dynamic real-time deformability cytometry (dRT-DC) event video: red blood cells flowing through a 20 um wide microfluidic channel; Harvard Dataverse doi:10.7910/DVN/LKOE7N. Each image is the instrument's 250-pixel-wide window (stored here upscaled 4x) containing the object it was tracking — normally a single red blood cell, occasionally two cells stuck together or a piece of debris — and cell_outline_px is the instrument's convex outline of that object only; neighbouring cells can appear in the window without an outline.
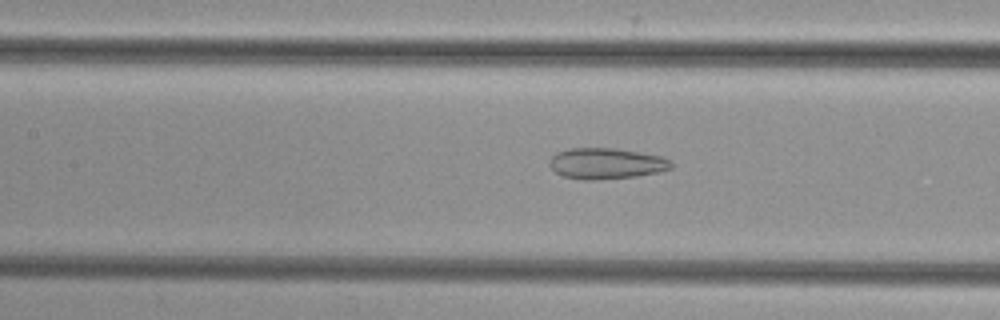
{"species": "common noctule bat (a hibernating species)", "species_latin": "Nyctalus noctula", "temperature_condition": "cold", "stored_images_in_passage": 50, "camera_frame_rate_fps": 3000, "um_per_image_px": 0.085, "animal": {"sex": "female", "body_mass_g": 29.2, "forearm_length_mm": 56.3}, "frame": {"image": 1, "passage_image": 21, "time_ms": 6.667, "image_size_px": [1000, 320], "cell_outline_px": [[672, 168], [660, 172], [636, 176], [596, 180], [580, 180], [564, 176], [556, 172], [548, 164], [548, 160], [556, 152], [568, 148], [616, 148], [664, 156], [672, 164]], "centroid_in_image_um": [51.52, 13.89], "position_along_channel_um": 155.9, "area_um2": 22.2}}
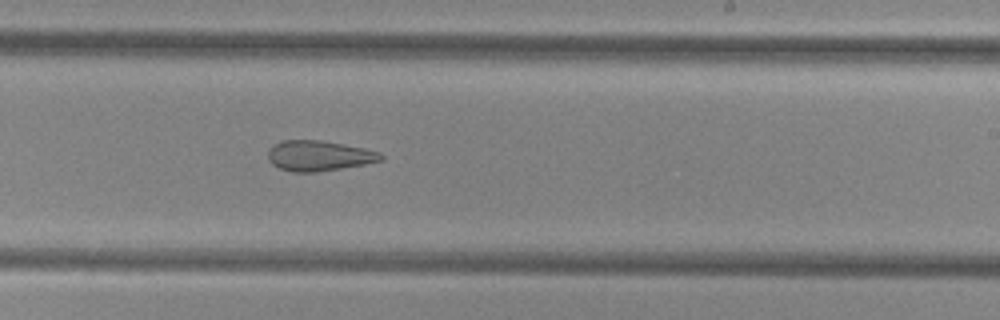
{"frame": {"image": 2, "passage_image": 29, "time_ms": 9.333, "image_size_px": [1000, 320], "cell_outline_px": [[384, 160], [364, 164], [316, 172], [292, 172], [280, 168], [272, 164], [268, 160], [268, 152], [272, 144], [280, 140], [320, 140], [344, 144], [364, 148], [380, 152], [384, 156]], "centroid_in_image_um": [27.09, 13.23], "position_along_channel_um": 261.9, "area_um2": 20.06}}
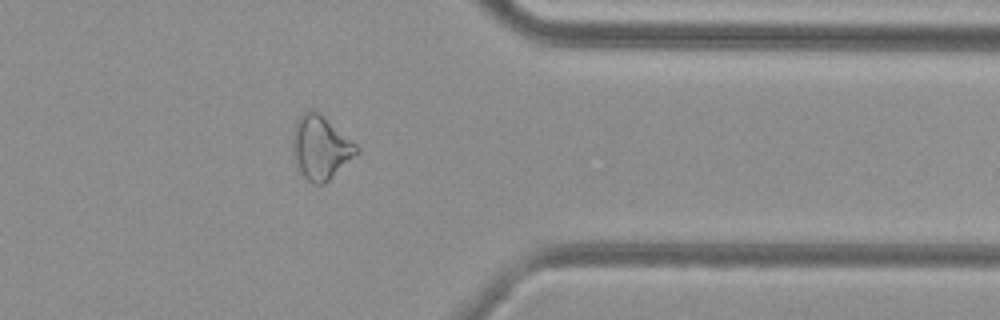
{"frame": {"image": 3, "passage_image": 39, "time_ms": 12.667, "image_size_px": [1000, 320], "cell_outline_px": [[360, 152], [324, 184], [312, 184], [304, 176], [292, 152], [292, 132], [296, 120], [308, 108], [312, 108], [320, 112], [356, 144], [360, 148]], "centroid_in_image_um": [27.25, 12.5], "position_along_channel_um": 384.1, "area_um2": 23.76}}